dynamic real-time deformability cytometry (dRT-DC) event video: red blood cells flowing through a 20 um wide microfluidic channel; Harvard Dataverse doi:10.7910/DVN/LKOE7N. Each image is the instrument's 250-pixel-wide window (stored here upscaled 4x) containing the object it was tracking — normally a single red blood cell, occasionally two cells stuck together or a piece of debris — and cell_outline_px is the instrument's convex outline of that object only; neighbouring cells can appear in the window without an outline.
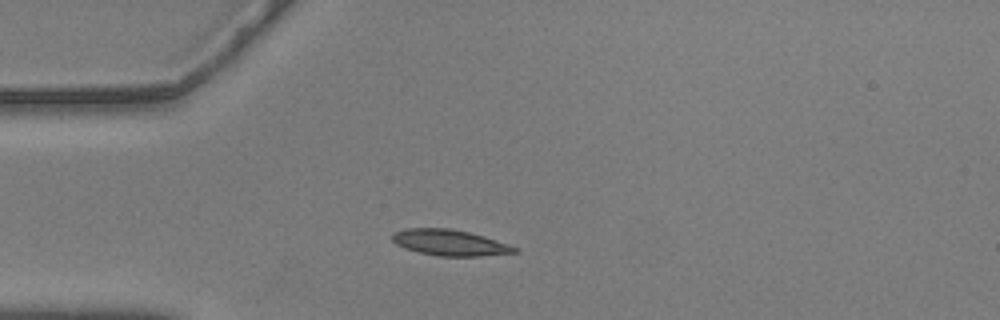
{"species": "common noctule bat (a hibernating species)", "species_latin": "Nyctalus noctula", "temperature_condition": "warm", "stored_images_in_passage": 43, "camera_frame_rate_fps": 3000, "um_per_image_px": 0.085, "animal": {"sex": "male", "body_mass_g": 20.5, "forearm_length_mm": 52.5}, "frame": {"image": 1, "passage_image": 1, "time_ms": 0.0, "image_size_px": [1000, 320], "cell_outline_px": [[520, 252], [480, 256], [440, 256], [420, 252], [404, 248], [396, 244], [392, 240], [392, 232], [404, 228], [448, 228], [468, 232], [484, 236], [520, 248]], "centroid_in_image_um": [38.24, 20.62], "position_along_channel_um": 46.8, "area_um2": 18.55}}
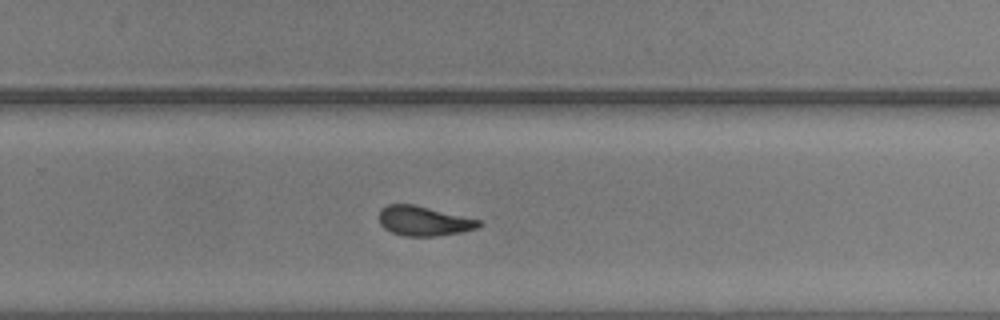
{"frame": {"image": 2, "passage_image": 23, "time_ms": 7.333, "image_size_px": [1000, 320], "cell_outline_px": [[484, 224], [476, 228], [460, 232], [436, 236], [404, 236], [392, 232], [384, 228], [380, 224], [380, 208], [388, 204], [412, 204], [480, 220]], "centroid_in_image_um": [36.0, 18.78], "position_along_channel_um": 293.8, "area_um2": 17.05}}
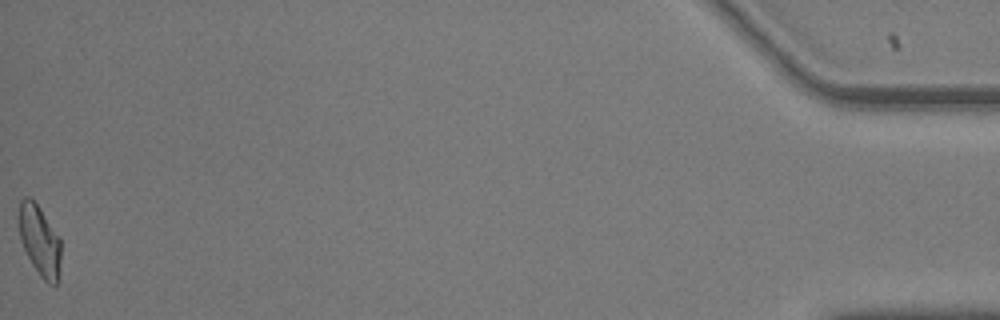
{"frame": {"image": 3, "passage_image": 43, "time_ms": 14.0, "image_size_px": [1000, 320], "cell_outline_px": [[60, 260], [56, 284], [48, 284], [40, 276], [32, 264], [20, 240], [16, 216], [20, 200], [24, 196], [28, 196], [36, 204], [60, 240]], "centroid_in_image_um": [3.3, 20.41], "position_along_channel_um": 431.9, "area_um2": 17.05}, "authors_computed_cell_mechanics": {"area_um2": 17.7446, "velocity_mm_per_s": 3.5645, "shape_relaxation_time_tau1_ms": 3.7404, "shape_relaxation_time_tau2_ms": 1.6108, "deformation_change_tau1": 0.1492, "deformation_change_tau2": 0.0664}}